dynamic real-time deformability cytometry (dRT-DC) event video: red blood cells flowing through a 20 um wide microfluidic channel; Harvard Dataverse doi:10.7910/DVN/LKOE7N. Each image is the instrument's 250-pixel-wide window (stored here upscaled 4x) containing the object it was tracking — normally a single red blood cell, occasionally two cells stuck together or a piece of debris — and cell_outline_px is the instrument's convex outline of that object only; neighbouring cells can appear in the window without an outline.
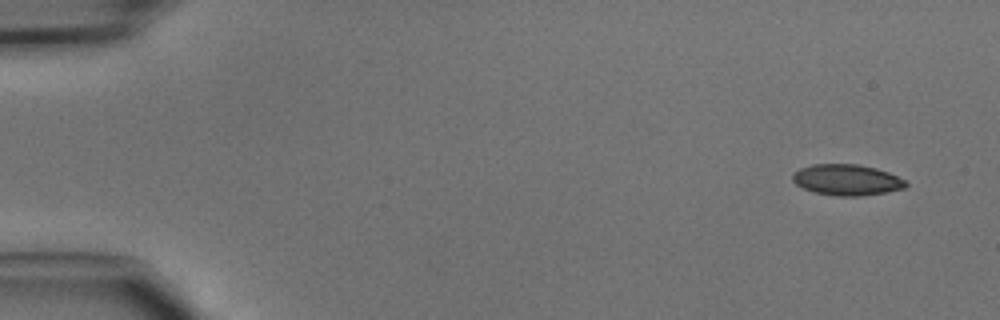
{"species": "common noctule bat (a hibernating species)", "species_latin": "Nyctalus noctula", "temperature_condition": "cold", "stored_images_in_passage": 45, "camera_frame_rate_fps": 3000, "um_per_image_px": 0.085, "animal": {"sex": "male", "body_mass_g": 15.6}, "frame": {"image": 1, "passage_image": 1, "time_ms": 0.0, "image_size_px": [1000, 320], "cell_outline_px": [[908, 184], [904, 188], [884, 192], [860, 196], [840, 196], [816, 192], [804, 188], [796, 184], [792, 180], [792, 176], [800, 168], [812, 164], [856, 164], [876, 168], [888, 172], [904, 180]], "centroid_in_image_um": [71.97, 15.28], "position_along_channel_um": 13.0, "area_um2": 20.11}}
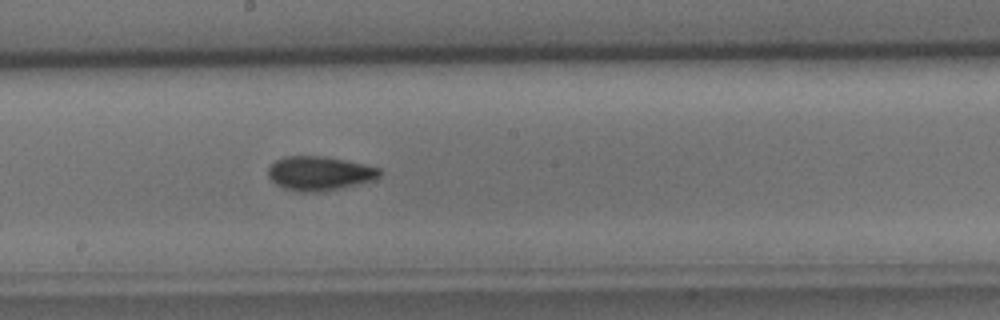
{"frame": {"image": 2, "passage_image": 24, "time_ms": 7.667, "image_size_px": [1000, 320], "cell_outline_px": [[384, 172], [376, 180], [324, 192], [300, 192], [284, 188], [276, 184], [268, 176], [268, 168], [276, 160], [284, 156], [324, 156], [364, 164], [380, 168]], "centroid_in_image_um": [27.2, 14.74], "position_along_channel_um": 221.0, "area_um2": 22.43}}
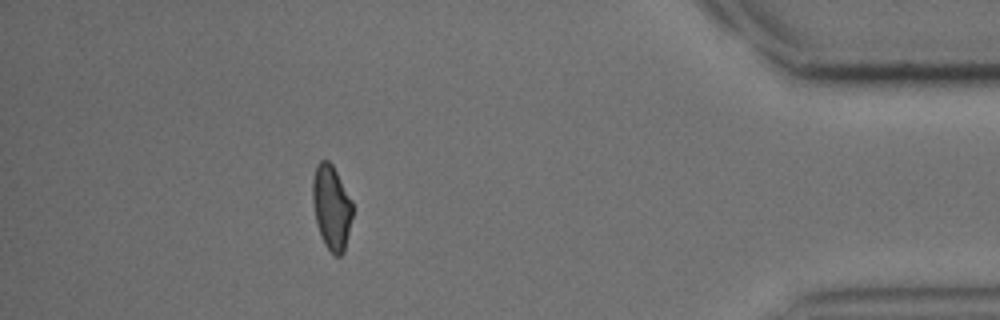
{"frame": {"image": 3, "passage_image": 40, "time_ms": 13.0, "image_size_px": [1000, 320], "cell_outline_px": [[352, 216], [344, 252], [340, 256], [336, 256], [324, 244], [320, 236], [316, 220], [312, 200], [312, 180], [316, 164], [320, 160], [328, 160], [332, 164], [352, 200]], "centroid_in_image_um": [28.16, 17.6], "position_along_channel_um": 407.0, "area_um2": 19.65}}